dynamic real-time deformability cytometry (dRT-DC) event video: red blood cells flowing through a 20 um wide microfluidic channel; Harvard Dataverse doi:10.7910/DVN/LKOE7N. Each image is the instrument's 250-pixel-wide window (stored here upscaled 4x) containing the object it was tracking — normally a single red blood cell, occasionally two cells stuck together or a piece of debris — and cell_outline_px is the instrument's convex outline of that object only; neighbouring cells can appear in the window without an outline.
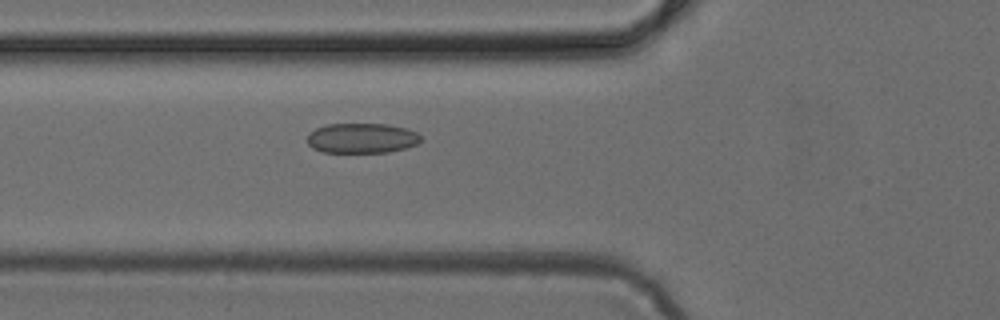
{"species": "common noctule bat (a hibernating species)", "species_latin": "Nyctalus noctula", "temperature_condition": "cold", "stored_images_in_passage": 39, "camera_frame_rate_fps": 3000, "um_per_image_px": 0.085, "animal": {"sex": "female", "body_mass_g": 24.6, "forearm_length_mm": 56.2}, "frame": {"image": 1, "passage_image": 8, "time_ms": 2.333, "image_size_px": [1000, 320], "cell_outline_px": [[424, 140], [416, 144], [404, 148], [388, 152], [324, 152], [312, 148], [308, 144], [308, 132], [316, 128], [328, 124], [388, 124], [408, 128], [416, 132]], "centroid_in_image_um": [30.76, 11.73], "position_along_channel_um": 95.0, "area_um2": 19.94}}
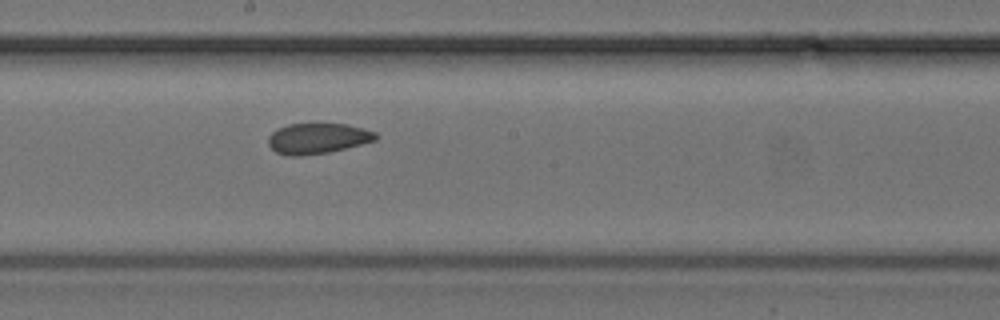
{"frame": {"image": 2, "passage_image": 17, "time_ms": 5.333, "image_size_px": [1000, 320], "cell_outline_px": [[380, 136], [376, 140], [328, 152], [300, 156], [288, 156], [276, 152], [268, 144], [268, 136], [272, 132], [288, 124], [348, 124], [364, 128], [376, 132]], "centroid_in_image_um": [27.01, 11.76], "position_along_channel_um": 221.2, "area_um2": 19.07}}
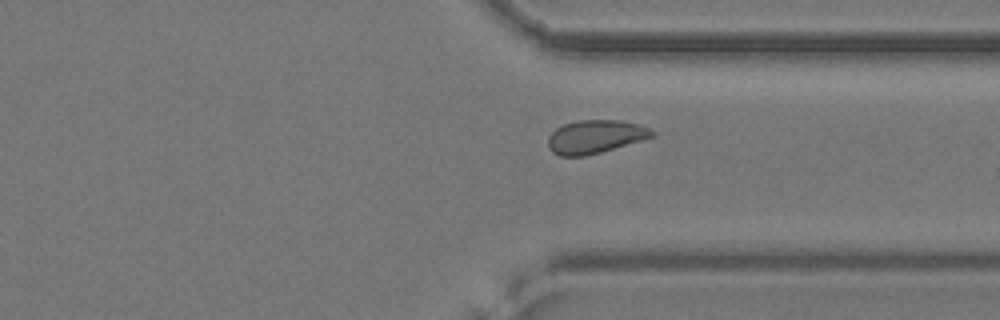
{"frame": {"image": 3, "passage_image": 27, "time_ms": 8.667, "image_size_px": [1000, 320], "cell_outline_px": [[656, 132], [652, 136], [640, 140], [600, 152], [584, 156], [560, 156], [552, 152], [548, 148], [548, 136], [556, 128], [564, 124], [576, 120], [624, 120], [648, 128]], "centroid_in_image_um": [50.54, 11.61], "position_along_channel_um": 360.9, "area_um2": 20.0}}